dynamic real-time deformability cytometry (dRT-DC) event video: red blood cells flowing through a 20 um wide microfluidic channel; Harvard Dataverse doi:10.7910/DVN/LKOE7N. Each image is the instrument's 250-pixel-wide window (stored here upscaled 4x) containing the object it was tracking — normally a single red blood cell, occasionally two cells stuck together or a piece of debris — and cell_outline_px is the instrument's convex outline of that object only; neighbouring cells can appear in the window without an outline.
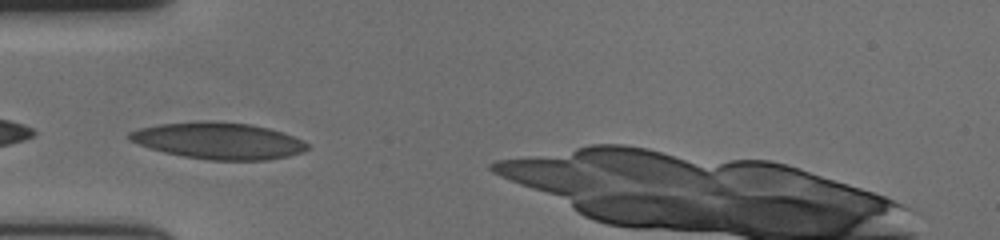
{"species": "human", "species_latin": "Homo sapiens", "temperature_condition": "cold", "stored_images_in_passage": 36, "camera_frame_rate_fps": 3000, "um_per_image_px": 0.085, "donor": {"sex": "female"}, "frame": {"image": 1, "passage_image": 1, "time_ms": 0.0, "image_size_px": [1000, 240], "cell_outline_px": [[308, 148], [304, 152], [288, 156], [268, 160], [208, 160], [184, 156], [164, 152], [128, 140], [128, 132], [140, 128], [160, 124], [200, 120], [208, 120], [252, 124], [268, 128], [304, 140], [308, 144]], "centroid_in_image_um": [18.59, 11.96], "position_along_channel_um": 66.4, "area_um2": 37.97}}
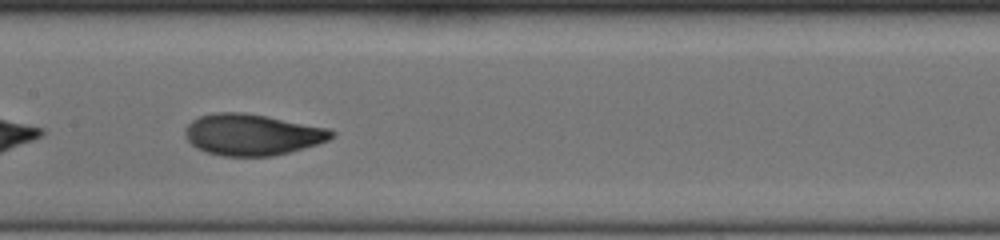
{"frame": {"image": 2, "passage_image": 11, "time_ms": 3.333, "image_size_px": [1000, 240], "cell_outline_px": [[336, 132], [328, 140], [316, 144], [288, 152], [272, 156], [224, 156], [208, 152], [196, 148], [188, 140], [184, 132], [184, 128], [192, 120], [200, 116], [216, 112], [244, 112], [268, 116], [328, 128]], "centroid_in_image_um": [21.41, 11.43], "position_along_channel_um": 186.0, "area_um2": 35.08}}
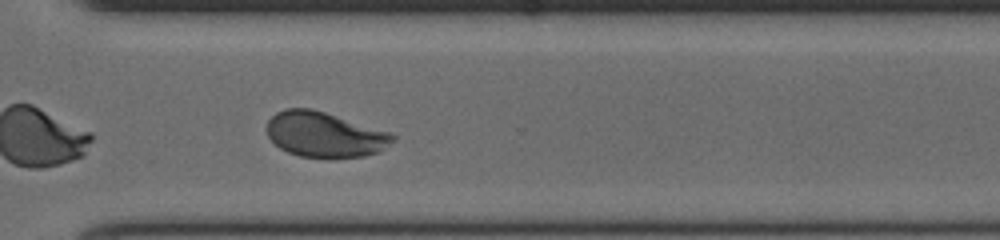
{"frame": {"image": 3, "passage_image": 24, "time_ms": 7.667, "image_size_px": [1000, 240], "cell_outline_px": [[396, 140], [380, 152], [364, 156], [300, 156], [288, 152], [280, 148], [268, 136], [264, 128], [268, 120], [276, 112], [284, 108], [312, 108], [392, 132], [396, 136]], "centroid_in_image_um": [27.61, 11.4], "position_along_channel_um": 343.0, "area_um2": 33.23}, "authors_computed_cell_mechanics": {"area_um2": 33.9575, "velocity_mm_per_s": 3.6246, "shape_relaxation_time_tau1_ms": 4.8977, "shape_relaxation_time_tau2_ms": 0.7985, "deformation_change_tau1": 0.1875, "deformation_change_tau2": 0.0496}}